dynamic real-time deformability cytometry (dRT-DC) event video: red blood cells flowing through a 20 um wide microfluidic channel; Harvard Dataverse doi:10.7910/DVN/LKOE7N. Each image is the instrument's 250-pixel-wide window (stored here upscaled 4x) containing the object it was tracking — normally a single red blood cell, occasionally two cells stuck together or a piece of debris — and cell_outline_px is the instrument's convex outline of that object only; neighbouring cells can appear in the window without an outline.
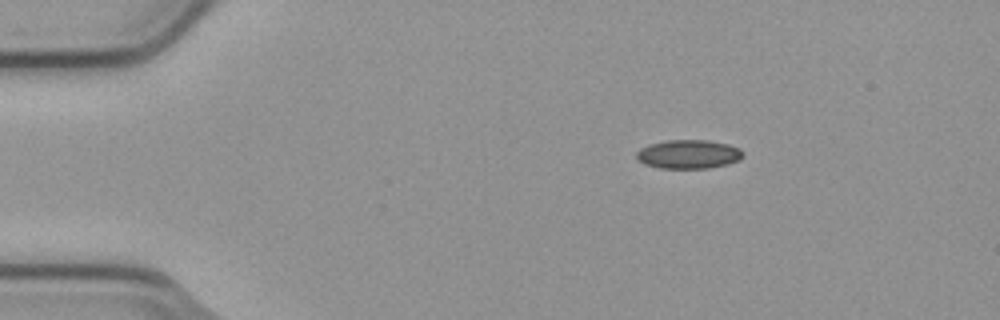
{"species": "common noctule bat (a hibernating species)", "species_latin": "Nyctalus noctula", "temperature_condition": "cold", "stored_images_in_passage": 3, "camera_frame_rate_fps": 3000, "um_per_image_px": 0.085, "animal": {"sex": "male", "body_mass_g": 23.1, "forearm_length_mm": 52.7}, "frame": {"image": 1, "passage_image": 3, "time_ms": 0.667, "image_size_px": [1000, 320], "cell_outline_px": [[744, 156], [740, 160], [728, 164], [708, 168], [660, 168], [644, 164], [636, 160], [636, 152], [640, 148], [648, 144], [668, 140], [708, 140], [728, 144], [740, 148], [744, 152]], "centroid_in_image_um": [58.53, 13.11], "position_along_channel_um": 26.5, "area_um2": 18.15}}